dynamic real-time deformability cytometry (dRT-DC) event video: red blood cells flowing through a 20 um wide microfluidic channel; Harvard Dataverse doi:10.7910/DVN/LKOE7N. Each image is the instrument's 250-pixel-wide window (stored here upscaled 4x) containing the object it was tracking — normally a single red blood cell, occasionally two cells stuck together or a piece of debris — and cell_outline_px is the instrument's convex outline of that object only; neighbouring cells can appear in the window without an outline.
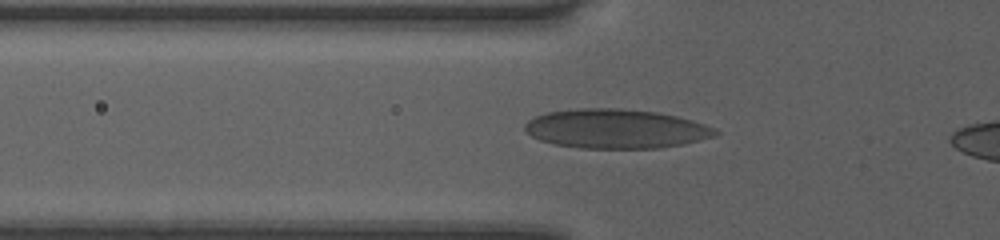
{"species": "human", "species_latin": "Homo sapiens", "temperature_condition": "room temperature", "stored_images_in_passage": 31, "camera_frame_rate_fps": 3000, "um_per_image_px": 0.085, "donor": {"sex": "female"}, "frame": {"image": 1, "passage_image": 3, "time_ms": 0.667, "image_size_px": [1000, 240], "cell_outline_px": [[720, 132], [716, 136], [684, 144], [660, 148], [580, 148], [552, 144], [540, 140], [532, 136], [524, 128], [524, 124], [528, 120], [536, 116], [548, 112], [580, 108], [620, 108], [656, 112], [676, 116], [692, 120], [716, 128]], "centroid_in_image_um": [52.37, 10.95], "position_along_channel_um": 73.4, "area_um2": 43.7}}
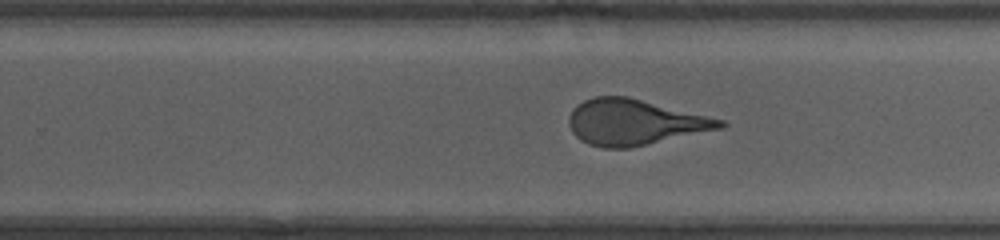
{"frame": {"image": 2, "passage_image": 18, "time_ms": 5.667, "image_size_px": [1000, 240], "cell_outline_px": [[728, 124], [724, 128], [628, 148], [604, 148], [588, 144], [580, 140], [572, 132], [568, 124], [568, 116], [584, 100], [596, 96], [628, 96], [724, 120]], "centroid_in_image_um": [53.94, 10.39], "position_along_channel_um": 275.9, "area_um2": 40.06}}
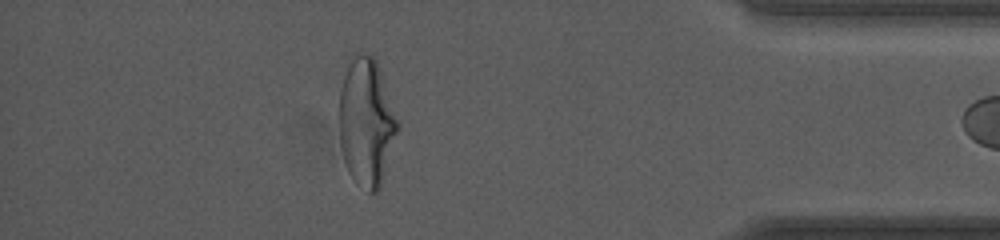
{"frame": {"image": 3, "passage_image": 30, "time_ms": 9.667, "image_size_px": [1000, 240], "cell_outline_px": [[400, 124], [380, 184], [376, 192], [368, 192], [356, 184], [348, 172], [340, 148], [340, 92], [344, 76], [356, 52], [364, 52], [372, 56], [376, 60], [380, 68]], "centroid_in_image_um": [31.15, 10.38], "position_along_channel_um": 404.1, "area_um2": 43.12}}